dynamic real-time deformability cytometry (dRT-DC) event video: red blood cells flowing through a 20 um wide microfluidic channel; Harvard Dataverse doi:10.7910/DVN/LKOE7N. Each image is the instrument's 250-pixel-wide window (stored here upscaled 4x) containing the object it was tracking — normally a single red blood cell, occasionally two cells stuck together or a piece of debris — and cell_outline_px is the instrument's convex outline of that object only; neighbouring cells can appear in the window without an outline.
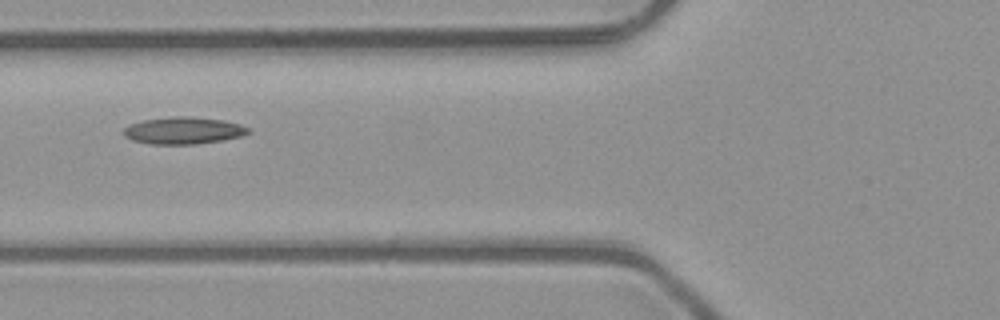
{"species": "common noctule bat (a hibernating species)", "species_latin": "Nyctalus noctula", "temperature_condition": "room temperature", "stored_images_in_passage": 4, "camera_frame_rate_fps": 3000, "um_per_image_px": 0.085, "animal": {"sex": "male", "body_mass_g": 23.1, "forearm_length_mm": 52.7}, "frame": {"image": 1, "passage_image": 3, "time_ms": 0.667, "image_size_px": [1000, 320], "cell_outline_px": [[252, 132], [240, 136], [224, 140], [196, 144], [152, 144], [132, 140], [124, 136], [124, 128], [128, 124], [144, 120], [172, 116], [192, 116], [224, 120], [240, 124], [248, 128]], "centroid_in_image_um": [15.6, 11.09], "position_along_channel_um": 110.2, "area_um2": 19.77}}
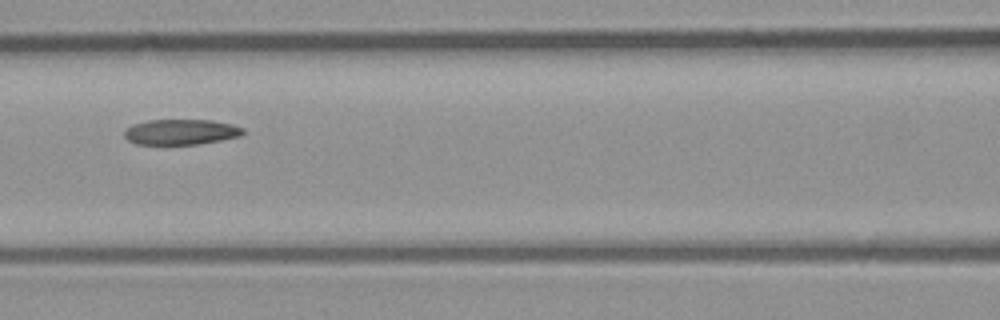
{"frame": {"image": 2, "passage_image": 4, "time_ms": 1.0, "image_size_px": [1000, 320], "cell_outline_px": [[244, 132], [240, 136], [200, 144], [136, 144], [128, 140], [124, 136], [124, 132], [132, 124], [148, 120], [212, 120], [232, 124], [244, 128]], "centroid_in_image_um": [15.38, 11.21], "position_along_channel_um": 151.2, "area_um2": 17.57}}